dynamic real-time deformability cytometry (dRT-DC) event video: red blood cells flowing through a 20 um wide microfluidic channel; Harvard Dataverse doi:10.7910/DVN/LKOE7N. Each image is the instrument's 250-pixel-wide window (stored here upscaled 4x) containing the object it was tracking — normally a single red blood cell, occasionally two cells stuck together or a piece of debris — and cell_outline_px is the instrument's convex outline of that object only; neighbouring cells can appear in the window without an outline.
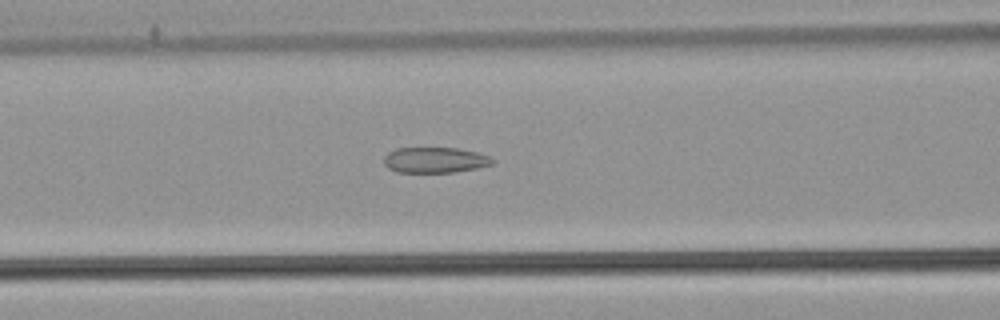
{"species": "common noctule bat (a hibernating species)", "species_latin": "Nyctalus noctula", "temperature_condition": "warm", "stored_images_in_passage": 54, "camera_frame_rate_fps": 3000, "um_per_image_px": 0.085, "animal": {"sex": "male", "body_mass_g": 21.5, "forearm_length_mm": 52.0}, "frame": {"image": 1, "passage_image": 23, "time_ms": 7.333, "image_size_px": [1000, 320], "cell_outline_px": [[496, 164], [476, 168], [452, 172], [396, 172], [388, 168], [384, 164], [384, 156], [388, 152], [396, 148], [456, 148], [476, 152], [488, 156], [496, 160]], "centroid_in_image_um": [36.97, 13.6], "position_along_channel_um": 129.6, "area_um2": 16.24}}
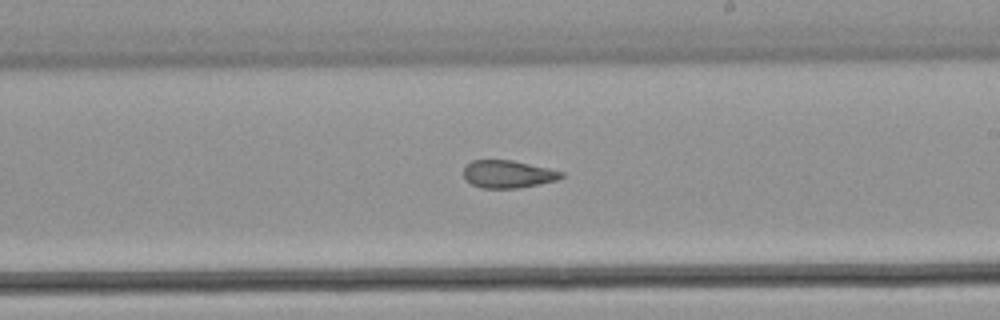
{"frame": {"image": 2, "passage_image": 32, "time_ms": 10.333, "image_size_px": [1000, 320], "cell_outline_px": [[564, 176], [556, 180], [516, 188], [480, 188], [464, 180], [464, 168], [472, 160], [512, 160], [548, 168], [564, 172]], "centroid_in_image_um": [43.14, 14.8], "position_along_channel_um": 245.9, "area_um2": 15.61}}
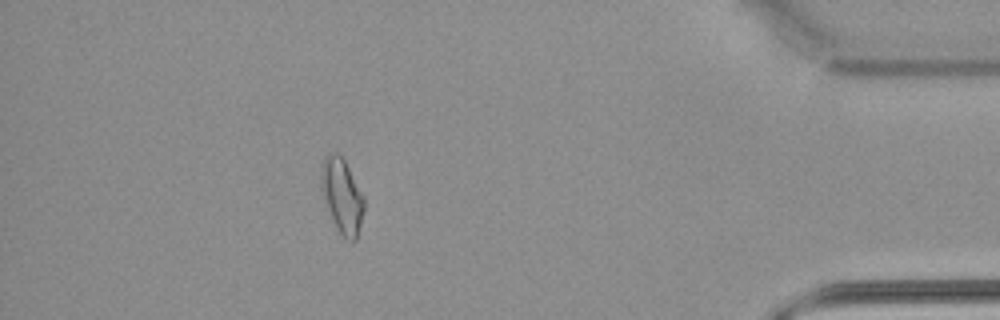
{"frame": {"image": 3, "passage_image": 48, "time_ms": 15.667, "image_size_px": [1000, 320], "cell_outline_px": [[364, 208], [356, 240], [352, 244], [336, 228], [332, 220], [324, 200], [320, 184], [320, 168], [324, 156], [328, 152], [340, 152], [364, 196]], "centroid_in_image_um": [29.05, 16.6], "position_along_channel_um": 406.2, "area_um2": 18.9}, "authors_computed_cell_mechanics": {"area_um2": 18.5249, "velocity_mm_per_s": 3.8867, "shape_relaxation_time_tau1_ms": null, "shape_relaxation_time_tau2_ms": 2.5646, "deformation_change_tau1": null, "deformation_change_tau2": 0.0829}}